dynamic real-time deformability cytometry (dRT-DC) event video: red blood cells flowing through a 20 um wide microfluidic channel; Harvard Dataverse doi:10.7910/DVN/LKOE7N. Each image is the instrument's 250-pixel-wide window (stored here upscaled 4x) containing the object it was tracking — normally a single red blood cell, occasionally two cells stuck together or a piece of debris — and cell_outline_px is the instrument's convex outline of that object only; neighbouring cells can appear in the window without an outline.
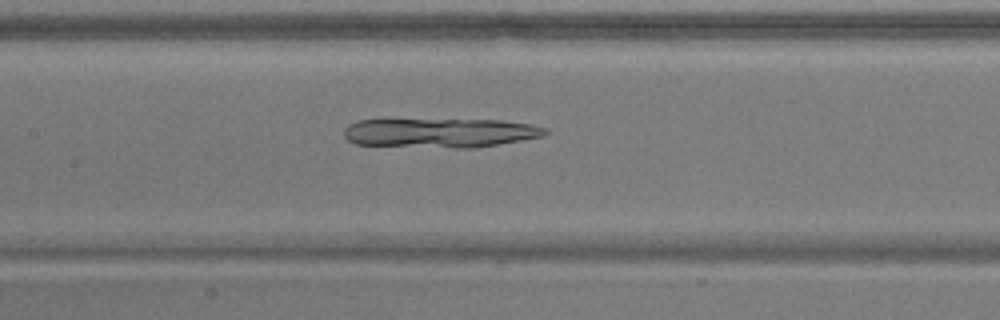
{"species": "common noctule bat (a hibernating species)", "species_latin": "Nyctalus noctula", "temperature_condition": "warm", "stored_images_in_passage": 53, "camera_frame_rate_fps": 3000, "um_per_image_px": 0.085, "animal": {"sex": "male", "body_mass_g": 17.9}, "frame": {"image": 1, "passage_image": 24, "time_ms": 7.667, "image_size_px": [1000, 320], "cell_outline_px": [[548, 132], [544, 136], [472, 148], [456, 148], [356, 144], [348, 140], [344, 136], [344, 128], [348, 124], [356, 120], [500, 120], [532, 124], [544, 128]], "centroid_in_image_um": [37.38, 11.29], "position_along_channel_um": 170.0, "area_um2": 34.1}}